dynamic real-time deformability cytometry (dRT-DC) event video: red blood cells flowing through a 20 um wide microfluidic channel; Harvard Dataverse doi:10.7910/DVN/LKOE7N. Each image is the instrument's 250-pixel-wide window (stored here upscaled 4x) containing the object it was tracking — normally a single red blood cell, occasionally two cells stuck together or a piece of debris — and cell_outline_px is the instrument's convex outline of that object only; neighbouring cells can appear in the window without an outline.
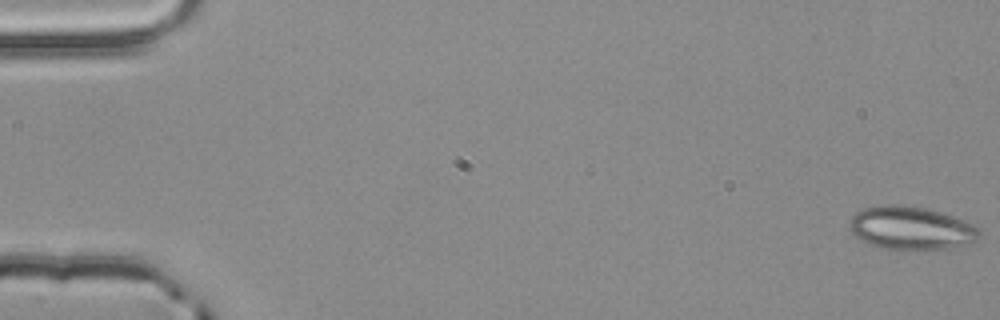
{"species": "common noctule bat (a hibernating species)", "species_latin": "Nyctalus noctula", "temperature_condition": "room temperature", "stored_images_in_passage": 55, "camera_frame_rate_fps": 3000, "um_per_image_px": 0.085, "animal": {"sex": "male", "body_mass_g": 20.4}, "frame": {"image": 1, "passage_image": 1, "time_ms": 0.0, "image_size_px": [1000, 320], "cell_outline_px": [[980, 236], [972, 244], [948, 248], [904, 252], [896, 252], [880, 248], [856, 236], [848, 228], [852, 216], [856, 212], [864, 208], [892, 204], [896, 204], [924, 208], [952, 216], [972, 224], [980, 232]], "centroid_in_image_um": [77.44, 19.44], "position_along_channel_um": 7.6, "area_um2": 33.0}}
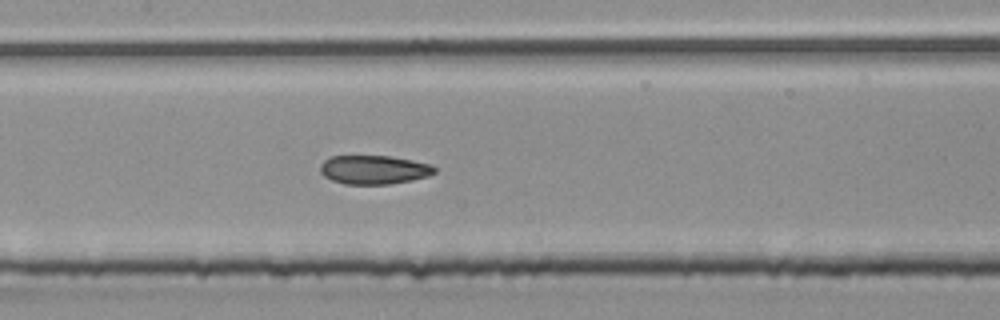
{"frame": {"image": 2, "passage_image": 27, "time_ms": 8.667, "image_size_px": [1000, 320], "cell_outline_px": [[436, 172], [428, 176], [412, 180], [388, 184], [344, 184], [332, 180], [324, 176], [320, 172], [320, 164], [328, 156], [392, 156], [432, 164], [436, 168]], "centroid_in_image_um": [31.78, 14.42], "position_along_channel_um": 175.6, "area_um2": 19.36}}
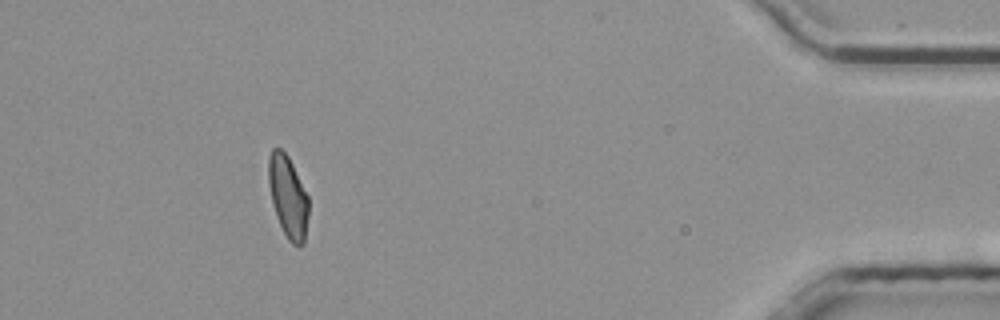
{"frame": {"image": 3, "passage_image": 50, "time_ms": 16.333, "image_size_px": [1000, 320], "cell_outline_px": [[308, 216], [304, 244], [292, 244], [288, 240], [276, 216], [268, 184], [268, 156], [272, 148], [280, 148], [288, 156], [308, 196]], "centroid_in_image_um": [24.47, 16.7], "position_along_channel_um": 410.7, "area_um2": 18.96}, "authors_computed_cell_mechanics": {"area_um2": 19.7098, "velocity_mm_per_s": 3.8701, "shape_relaxation_time_tau1_ms": null, "shape_relaxation_time_tau2_ms": 2.2957, "deformation_change_tau1": null, "deformation_change_tau2": 0.0823}}